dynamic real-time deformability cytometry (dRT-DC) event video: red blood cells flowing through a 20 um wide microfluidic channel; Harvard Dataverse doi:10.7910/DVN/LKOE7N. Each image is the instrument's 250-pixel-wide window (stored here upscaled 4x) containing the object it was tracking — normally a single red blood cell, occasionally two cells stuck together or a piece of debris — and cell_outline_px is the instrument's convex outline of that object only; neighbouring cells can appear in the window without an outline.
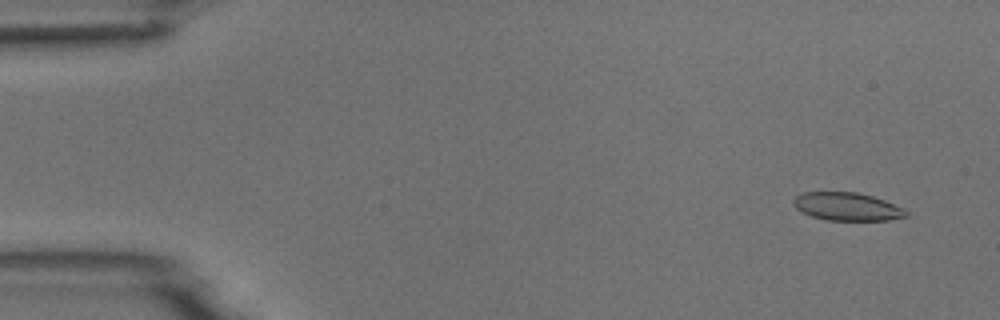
{"species": "common noctule bat (a hibernating species)", "species_latin": "Nyctalus noctula", "temperature_condition": "room temperature", "stored_images_in_passage": 6, "camera_frame_rate_fps": 3000, "um_per_image_px": 0.085, "animal": {"sex": "male", "body_mass_g": 18.8}, "frame": {"image": 1, "passage_image": 1, "time_ms": 0.0, "image_size_px": [1000, 320], "cell_outline_px": [[908, 216], [888, 220], [824, 220], [812, 216], [796, 208], [792, 204], [792, 200], [796, 196], [804, 192], [856, 192], [872, 196], [884, 200], [904, 208], [908, 212]], "centroid_in_image_um": [72.01, 17.56], "position_along_channel_um": 13.0, "area_um2": 18.38}}
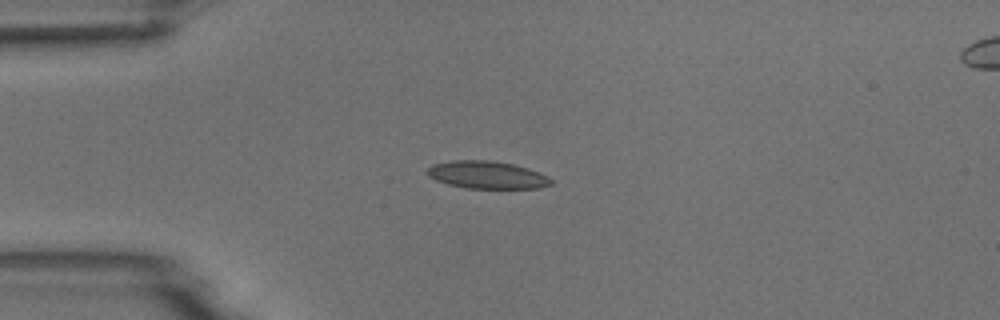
{"frame": {"image": 2, "passage_image": 4, "time_ms": 3.333, "image_size_px": [1000, 320], "cell_outline_px": [[552, 184], [540, 188], [468, 188], [448, 184], [436, 180], [428, 176], [424, 172], [432, 164], [452, 160], [492, 160], [512, 164], [528, 168], [548, 176], [552, 180]], "centroid_in_image_um": [41.37, 14.86], "position_along_channel_um": 43.6, "area_um2": 19.94}}